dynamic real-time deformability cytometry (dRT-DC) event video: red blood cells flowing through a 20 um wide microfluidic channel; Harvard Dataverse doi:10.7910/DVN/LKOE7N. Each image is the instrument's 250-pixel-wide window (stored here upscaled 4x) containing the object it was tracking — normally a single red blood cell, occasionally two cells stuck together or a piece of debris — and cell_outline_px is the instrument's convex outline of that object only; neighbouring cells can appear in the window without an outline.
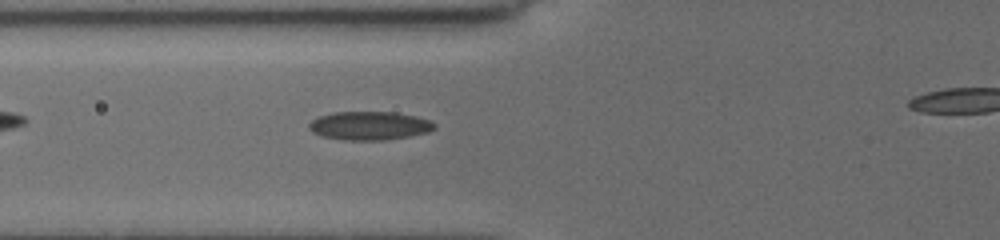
{"species": "common noctule bat (a hibernating species)", "species_latin": "Nyctalus noctula", "temperature_condition": "cold", "stored_images_in_passage": 49, "camera_frame_rate_fps": 3000, "um_per_image_px": 0.085, "animal": {"sex": "female", "body_mass_g": 19.5, "forearm_length_mm": 54.1}, "frame": {"image": 1, "passage_image": 8, "time_ms": 2.0, "image_size_px": [1000, 240], "cell_outline_px": [[436, 128], [428, 132], [408, 136], [384, 140], [344, 140], [320, 136], [312, 132], [308, 128], [308, 124], [312, 120], [320, 116], [336, 112], [396, 112], [416, 116], [428, 120], [436, 124]], "centroid_in_image_um": [31.39, 10.69], "position_along_channel_um": 94.4, "area_um2": 20.87}}
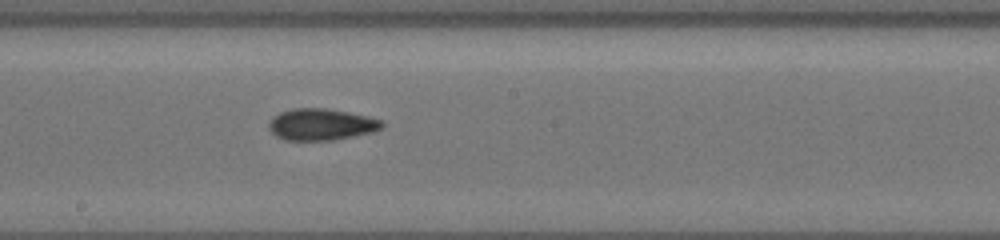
{"frame": {"image": 2, "passage_image": 22, "time_ms": 5.333, "image_size_px": [1000, 240], "cell_outline_px": [[384, 124], [380, 128], [372, 132], [332, 140], [284, 140], [276, 136], [268, 128], [268, 124], [280, 112], [296, 108], [324, 108], [348, 112], [380, 120]], "centroid_in_image_um": [27.27, 10.58], "position_along_channel_um": 220.9, "area_um2": 20.4}}
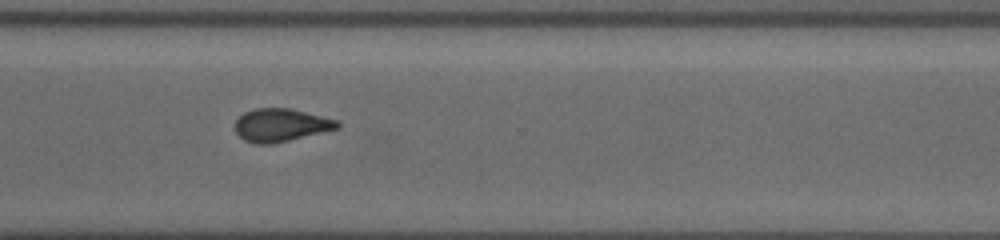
{"frame": {"image": 3, "passage_image": 37, "time_ms": 8.667, "image_size_px": [1000, 240], "cell_outline_px": [[340, 128], [288, 140], [268, 144], [256, 144], [244, 140], [236, 132], [236, 120], [244, 112], [256, 108], [288, 108], [336, 120], [340, 124]], "centroid_in_image_um": [23.85, 10.63], "position_along_channel_um": 346.8, "area_um2": 19.25}}